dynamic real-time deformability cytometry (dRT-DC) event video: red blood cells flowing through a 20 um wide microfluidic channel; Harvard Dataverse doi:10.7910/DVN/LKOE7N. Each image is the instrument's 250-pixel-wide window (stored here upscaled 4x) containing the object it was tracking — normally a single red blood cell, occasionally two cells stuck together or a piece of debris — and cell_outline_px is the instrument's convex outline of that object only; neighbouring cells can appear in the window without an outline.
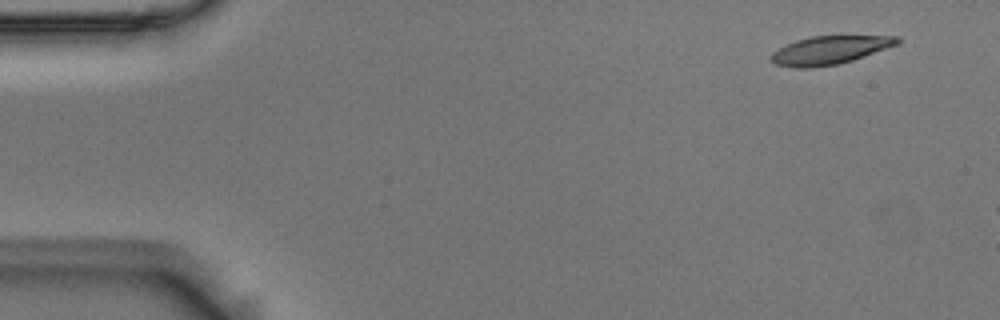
{"species": "Egyptian fruit bat (a non-hibernating species)", "species_latin": "Rousettus aegyptiacus", "temperature_condition": "room temperature", "stored_images_in_passage": 7, "camera_frame_rate_fps": 3000, "um_per_image_px": 0.085, "animal": {"sex": "male"}, "frame": {"image": 1, "passage_image": 1, "time_ms": 0.0, "image_size_px": [1000, 320], "cell_outline_px": [[900, 44], [852, 60], [836, 64], [812, 68], [796, 68], [776, 64], [768, 60], [768, 56], [772, 52], [796, 40], [812, 36], [896, 36], [900, 40]], "centroid_in_image_um": [70.5, 4.27], "position_along_channel_um": 14.5, "area_um2": 20.75}}